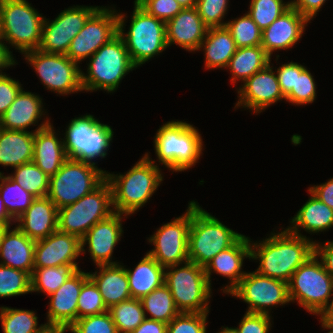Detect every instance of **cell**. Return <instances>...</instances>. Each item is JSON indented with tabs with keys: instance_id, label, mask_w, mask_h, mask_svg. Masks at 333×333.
<instances>
[{
	"instance_id": "cell-1",
	"label": "cell",
	"mask_w": 333,
	"mask_h": 333,
	"mask_svg": "<svg viewBox=\"0 0 333 333\" xmlns=\"http://www.w3.org/2000/svg\"><path fill=\"white\" fill-rule=\"evenodd\" d=\"M250 260H259V274L289 282L292 274L314 254V243L306 236L291 233H271L263 241L251 243Z\"/></svg>"
},
{
	"instance_id": "cell-2",
	"label": "cell",
	"mask_w": 333,
	"mask_h": 333,
	"mask_svg": "<svg viewBox=\"0 0 333 333\" xmlns=\"http://www.w3.org/2000/svg\"><path fill=\"white\" fill-rule=\"evenodd\" d=\"M159 165L148 153L135 163L124 175L106 172V180L112 190L114 212L134 214L144 206L163 181Z\"/></svg>"
},
{
	"instance_id": "cell-3",
	"label": "cell",
	"mask_w": 333,
	"mask_h": 333,
	"mask_svg": "<svg viewBox=\"0 0 333 333\" xmlns=\"http://www.w3.org/2000/svg\"><path fill=\"white\" fill-rule=\"evenodd\" d=\"M201 134L183 121L163 124L154 137L158 162L173 172H182L196 165L203 151Z\"/></svg>"
},
{
	"instance_id": "cell-4",
	"label": "cell",
	"mask_w": 333,
	"mask_h": 333,
	"mask_svg": "<svg viewBox=\"0 0 333 333\" xmlns=\"http://www.w3.org/2000/svg\"><path fill=\"white\" fill-rule=\"evenodd\" d=\"M243 234L228 228L197 202L191 201V224L188 233L189 261L205 267L219 252L233 246Z\"/></svg>"
},
{
	"instance_id": "cell-5",
	"label": "cell",
	"mask_w": 333,
	"mask_h": 333,
	"mask_svg": "<svg viewBox=\"0 0 333 333\" xmlns=\"http://www.w3.org/2000/svg\"><path fill=\"white\" fill-rule=\"evenodd\" d=\"M124 13H117L118 35L123 39L132 63L139 67L168 48L165 22L149 15L134 1V11L125 33Z\"/></svg>"
},
{
	"instance_id": "cell-6",
	"label": "cell",
	"mask_w": 333,
	"mask_h": 333,
	"mask_svg": "<svg viewBox=\"0 0 333 333\" xmlns=\"http://www.w3.org/2000/svg\"><path fill=\"white\" fill-rule=\"evenodd\" d=\"M44 19L26 0H0V40L12 56L6 43L22 54L39 48Z\"/></svg>"
},
{
	"instance_id": "cell-7",
	"label": "cell",
	"mask_w": 333,
	"mask_h": 333,
	"mask_svg": "<svg viewBox=\"0 0 333 333\" xmlns=\"http://www.w3.org/2000/svg\"><path fill=\"white\" fill-rule=\"evenodd\" d=\"M87 74L81 71L83 91L115 92L125 75L137 68L131 61L123 39L117 34L90 58Z\"/></svg>"
},
{
	"instance_id": "cell-8",
	"label": "cell",
	"mask_w": 333,
	"mask_h": 333,
	"mask_svg": "<svg viewBox=\"0 0 333 333\" xmlns=\"http://www.w3.org/2000/svg\"><path fill=\"white\" fill-rule=\"evenodd\" d=\"M106 179V171L96 164L67 159L62 167L49 177L47 197L57 209L73 204L96 189Z\"/></svg>"
},
{
	"instance_id": "cell-9",
	"label": "cell",
	"mask_w": 333,
	"mask_h": 333,
	"mask_svg": "<svg viewBox=\"0 0 333 333\" xmlns=\"http://www.w3.org/2000/svg\"><path fill=\"white\" fill-rule=\"evenodd\" d=\"M164 283L180 313L209 312L212 286L208 283L204 267L190 261L169 266L165 268Z\"/></svg>"
},
{
	"instance_id": "cell-10",
	"label": "cell",
	"mask_w": 333,
	"mask_h": 333,
	"mask_svg": "<svg viewBox=\"0 0 333 333\" xmlns=\"http://www.w3.org/2000/svg\"><path fill=\"white\" fill-rule=\"evenodd\" d=\"M288 289L290 301L318 316L333 295V278L314 253L292 274Z\"/></svg>"
},
{
	"instance_id": "cell-11",
	"label": "cell",
	"mask_w": 333,
	"mask_h": 333,
	"mask_svg": "<svg viewBox=\"0 0 333 333\" xmlns=\"http://www.w3.org/2000/svg\"><path fill=\"white\" fill-rule=\"evenodd\" d=\"M113 130L93 115L71 120L63 138L67 158L96 164L93 159L105 158L112 142Z\"/></svg>"
},
{
	"instance_id": "cell-12",
	"label": "cell",
	"mask_w": 333,
	"mask_h": 333,
	"mask_svg": "<svg viewBox=\"0 0 333 333\" xmlns=\"http://www.w3.org/2000/svg\"><path fill=\"white\" fill-rule=\"evenodd\" d=\"M113 213L112 190L105 179L77 202L58 209V230L82 239L94 224Z\"/></svg>"
},
{
	"instance_id": "cell-13",
	"label": "cell",
	"mask_w": 333,
	"mask_h": 333,
	"mask_svg": "<svg viewBox=\"0 0 333 333\" xmlns=\"http://www.w3.org/2000/svg\"><path fill=\"white\" fill-rule=\"evenodd\" d=\"M23 54L48 90L60 95L83 91L82 70L65 54L45 53L39 49Z\"/></svg>"
},
{
	"instance_id": "cell-14",
	"label": "cell",
	"mask_w": 333,
	"mask_h": 333,
	"mask_svg": "<svg viewBox=\"0 0 333 333\" xmlns=\"http://www.w3.org/2000/svg\"><path fill=\"white\" fill-rule=\"evenodd\" d=\"M248 304L246 312L270 315L271 307L290 301L288 283L276 278L246 272L238 285L229 293Z\"/></svg>"
},
{
	"instance_id": "cell-15",
	"label": "cell",
	"mask_w": 333,
	"mask_h": 333,
	"mask_svg": "<svg viewBox=\"0 0 333 333\" xmlns=\"http://www.w3.org/2000/svg\"><path fill=\"white\" fill-rule=\"evenodd\" d=\"M186 212L162 225L150 238L155 247L148 252L162 267L181 265L189 261L188 233L191 224V202Z\"/></svg>"
},
{
	"instance_id": "cell-16",
	"label": "cell",
	"mask_w": 333,
	"mask_h": 333,
	"mask_svg": "<svg viewBox=\"0 0 333 333\" xmlns=\"http://www.w3.org/2000/svg\"><path fill=\"white\" fill-rule=\"evenodd\" d=\"M118 34L117 11L99 7L73 38L66 56L78 64L90 58L101 46Z\"/></svg>"
},
{
	"instance_id": "cell-17",
	"label": "cell",
	"mask_w": 333,
	"mask_h": 333,
	"mask_svg": "<svg viewBox=\"0 0 333 333\" xmlns=\"http://www.w3.org/2000/svg\"><path fill=\"white\" fill-rule=\"evenodd\" d=\"M99 7L72 6L60 12L52 21L45 18L41 44L38 49L45 53L66 55L73 38L81 31L88 18Z\"/></svg>"
},
{
	"instance_id": "cell-18",
	"label": "cell",
	"mask_w": 333,
	"mask_h": 333,
	"mask_svg": "<svg viewBox=\"0 0 333 333\" xmlns=\"http://www.w3.org/2000/svg\"><path fill=\"white\" fill-rule=\"evenodd\" d=\"M270 63L262 70L247 79L241 88H238V101L234 108L244 107L261 113L264 109L277 101L285 100L277 76Z\"/></svg>"
},
{
	"instance_id": "cell-19",
	"label": "cell",
	"mask_w": 333,
	"mask_h": 333,
	"mask_svg": "<svg viewBox=\"0 0 333 333\" xmlns=\"http://www.w3.org/2000/svg\"><path fill=\"white\" fill-rule=\"evenodd\" d=\"M124 216L128 215L114 212L108 218L94 224L81 239L82 254H85L84 247L88 244V252L96 266L119 263L112 261V254L123 234Z\"/></svg>"
},
{
	"instance_id": "cell-20",
	"label": "cell",
	"mask_w": 333,
	"mask_h": 333,
	"mask_svg": "<svg viewBox=\"0 0 333 333\" xmlns=\"http://www.w3.org/2000/svg\"><path fill=\"white\" fill-rule=\"evenodd\" d=\"M81 254V239L57 229L45 239L36 241L34 269L78 264L76 259Z\"/></svg>"
},
{
	"instance_id": "cell-21",
	"label": "cell",
	"mask_w": 333,
	"mask_h": 333,
	"mask_svg": "<svg viewBox=\"0 0 333 333\" xmlns=\"http://www.w3.org/2000/svg\"><path fill=\"white\" fill-rule=\"evenodd\" d=\"M89 278L88 272L79 269L55 292L49 295L47 324L70 327L77 320V304L83 283Z\"/></svg>"
},
{
	"instance_id": "cell-22",
	"label": "cell",
	"mask_w": 333,
	"mask_h": 333,
	"mask_svg": "<svg viewBox=\"0 0 333 333\" xmlns=\"http://www.w3.org/2000/svg\"><path fill=\"white\" fill-rule=\"evenodd\" d=\"M310 21L290 7L262 31L261 46L271 57L273 51L292 48L302 38Z\"/></svg>"
},
{
	"instance_id": "cell-23",
	"label": "cell",
	"mask_w": 333,
	"mask_h": 333,
	"mask_svg": "<svg viewBox=\"0 0 333 333\" xmlns=\"http://www.w3.org/2000/svg\"><path fill=\"white\" fill-rule=\"evenodd\" d=\"M165 25L168 47L176 44L191 52L199 50L208 31L196 7L182 9Z\"/></svg>"
},
{
	"instance_id": "cell-24",
	"label": "cell",
	"mask_w": 333,
	"mask_h": 333,
	"mask_svg": "<svg viewBox=\"0 0 333 333\" xmlns=\"http://www.w3.org/2000/svg\"><path fill=\"white\" fill-rule=\"evenodd\" d=\"M250 259V238L243 235L233 246L219 252L204 267L209 285L211 273L220 274L230 280V284L223 287V293L229 294L245 276L242 272L243 260ZM213 271V272H212Z\"/></svg>"
},
{
	"instance_id": "cell-25",
	"label": "cell",
	"mask_w": 333,
	"mask_h": 333,
	"mask_svg": "<svg viewBox=\"0 0 333 333\" xmlns=\"http://www.w3.org/2000/svg\"><path fill=\"white\" fill-rule=\"evenodd\" d=\"M15 222L30 239H45L58 229V209L48 197L35 198Z\"/></svg>"
},
{
	"instance_id": "cell-26",
	"label": "cell",
	"mask_w": 333,
	"mask_h": 333,
	"mask_svg": "<svg viewBox=\"0 0 333 333\" xmlns=\"http://www.w3.org/2000/svg\"><path fill=\"white\" fill-rule=\"evenodd\" d=\"M42 124L32 131L0 129V165L18 167L33 161L34 132L49 126L46 118Z\"/></svg>"
},
{
	"instance_id": "cell-27",
	"label": "cell",
	"mask_w": 333,
	"mask_h": 333,
	"mask_svg": "<svg viewBox=\"0 0 333 333\" xmlns=\"http://www.w3.org/2000/svg\"><path fill=\"white\" fill-rule=\"evenodd\" d=\"M4 231L1 245L0 264L25 271L32 275L36 241L30 239L17 226Z\"/></svg>"
},
{
	"instance_id": "cell-28",
	"label": "cell",
	"mask_w": 333,
	"mask_h": 333,
	"mask_svg": "<svg viewBox=\"0 0 333 333\" xmlns=\"http://www.w3.org/2000/svg\"><path fill=\"white\" fill-rule=\"evenodd\" d=\"M43 112L41 97L22 88L14 102L0 117L1 128L25 131L31 125L38 124V120L45 115Z\"/></svg>"
},
{
	"instance_id": "cell-29",
	"label": "cell",
	"mask_w": 333,
	"mask_h": 333,
	"mask_svg": "<svg viewBox=\"0 0 333 333\" xmlns=\"http://www.w3.org/2000/svg\"><path fill=\"white\" fill-rule=\"evenodd\" d=\"M57 135L51 124L34 132L33 162L49 177L68 159L63 139H58Z\"/></svg>"
},
{
	"instance_id": "cell-30",
	"label": "cell",
	"mask_w": 333,
	"mask_h": 333,
	"mask_svg": "<svg viewBox=\"0 0 333 333\" xmlns=\"http://www.w3.org/2000/svg\"><path fill=\"white\" fill-rule=\"evenodd\" d=\"M99 272H88L97 285L107 309L131 297L126 270L121 263L98 265Z\"/></svg>"
},
{
	"instance_id": "cell-31",
	"label": "cell",
	"mask_w": 333,
	"mask_h": 333,
	"mask_svg": "<svg viewBox=\"0 0 333 333\" xmlns=\"http://www.w3.org/2000/svg\"><path fill=\"white\" fill-rule=\"evenodd\" d=\"M308 191L311 194L310 198L296 215L290 219L291 226H287L291 233L302 237L304 235L300 233V227L313 234L333 227V209L323 203L309 189Z\"/></svg>"
},
{
	"instance_id": "cell-32",
	"label": "cell",
	"mask_w": 333,
	"mask_h": 333,
	"mask_svg": "<svg viewBox=\"0 0 333 333\" xmlns=\"http://www.w3.org/2000/svg\"><path fill=\"white\" fill-rule=\"evenodd\" d=\"M202 49L205 53V68L218 69L228 66L237 47L230 31L224 26L208 28L199 50Z\"/></svg>"
},
{
	"instance_id": "cell-33",
	"label": "cell",
	"mask_w": 333,
	"mask_h": 333,
	"mask_svg": "<svg viewBox=\"0 0 333 333\" xmlns=\"http://www.w3.org/2000/svg\"><path fill=\"white\" fill-rule=\"evenodd\" d=\"M132 298L141 299L164 284L165 268L148 253L134 270L125 268Z\"/></svg>"
},
{
	"instance_id": "cell-34",
	"label": "cell",
	"mask_w": 333,
	"mask_h": 333,
	"mask_svg": "<svg viewBox=\"0 0 333 333\" xmlns=\"http://www.w3.org/2000/svg\"><path fill=\"white\" fill-rule=\"evenodd\" d=\"M269 63H271V57L261 45L249 46L237 48L226 68L232 75L231 82L235 84L239 80L245 82Z\"/></svg>"
},
{
	"instance_id": "cell-35",
	"label": "cell",
	"mask_w": 333,
	"mask_h": 333,
	"mask_svg": "<svg viewBox=\"0 0 333 333\" xmlns=\"http://www.w3.org/2000/svg\"><path fill=\"white\" fill-rule=\"evenodd\" d=\"M140 300L146 318V313L151 315L148 319L168 324L180 313L172 297L171 291L165 283L148 295L143 296Z\"/></svg>"
},
{
	"instance_id": "cell-36",
	"label": "cell",
	"mask_w": 333,
	"mask_h": 333,
	"mask_svg": "<svg viewBox=\"0 0 333 333\" xmlns=\"http://www.w3.org/2000/svg\"><path fill=\"white\" fill-rule=\"evenodd\" d=\"M79 269L78 264L36 268L31 275V293L42 292L49 296Z\"/></svg>"
},
{
	"instance_id": "cell-37",
	"label": "cell",
	"mask_w": 333,
	"mask_h": 333,
	"mask_svg": "<svg viewBox=\"0 0 333 333\" xmlns=\"http://www.w3.org/2000/svg\"><path fill=\"white\" fill-rule=\"evenodd\" d=\"M0 182V197L8 214L16 220L31 206L35 197L2 172Z\"/></svg>"
},
{
	"instance_id": "cell-38",
	"label": "cell",
	"mask_w": 333,
	"mask_h": 333,
	"mask_svg": "<svg viewBox=\"0 0 333 333\" xmlns=\"http://www.w3.org/2000/svg\"><path fill=\"white\" fill-rule=\"evenodd\" d=\"M108 311L118 333H131L146 319L141 300L137 298L122 301Z\"/></svg>"
},
{
	"instance_id": "cell-39",
	"label": "cell",
	"mask_w": 333,
	"mask_h": 333,
	"mask_svg": "<svg viewBox=\"0 0 333 333\" xmlns=\"http://www.w3.org/2000/svg\"><path fill=\"white\" fill-rule=\"evenodd\" d=\"M14 174L8 175L35 198L47 197L49 176L33 161L14 168Z\"/></svg>"
},
{
	"instance_id": "cell-40",
	"label": "cell",
	"mask_w": 333,
	"mask_h": 333,
	"mask_svg": "<svg viewBox=\"0 0 333 333\" xmlns=\"http://www.w3.org/2000/svg\"><path fill=\"white\" fill-rule=\"evenodd\" d=\"M0 320L4 333H37L44 324L38 326V317L32 310L0 307Z\"/></svg>"
},
{
	"instance_id": "cell-41",
	"label": "cell",
	"mask_w": 333,
	"mask_h": 333,
	"mask_svg": "<svg viewBox=\"0 0 333 333\" xmlns=\"http://www.w3.org/2000/svg\"><path fill=\"white\" fill-rule=\"evenodd\" d=\"M237 48L261 45L262 30L247 14L226 23Z\"/></svg>"
},
{
	"instance_id": "cell-42",
	"label": "cell",
	"mask_w": 333,
	"mask_h": 333,
	"mask_svg": "<svg viewBox=\"0 0 333 333\" xmlns=\"http://www.w3.org/2000/svg\"><path fill=\"white\" fill-rule=\"evenodd\" d=\"M289 8L283 0H251L247 13L263 31Z\"/></svg>"
},
{
	"instance_id": "cell-43",
	"label": "cell",
	"mask_w": 333,
	"mask_h": 333,
	"mask_svg": "<svg viewBox=\"0 0 333 333\" xmlns=\"http://www.w3.org/2000/svg\"><path fill=\"white\" fill-rule=\"evenodd\" d=\"M31 293V275L0 264V298Z\"/></svg>"
},
{
	"instance_id": "cell-44",
	"label": "cell",
	"mask_w": 333,
	"mask_h": 333,
	"mask_svg": "<svg viewBox=\"0 0 333 333\" xmlns=\"http://www.w3.org/2000/svg\"><path fill=\"white\" fill-rule=\"evenodd\" d=\"M313 77L304 65L296 63L295 88L285 97V101L297 106L313 103L317 88Z\"/></svg>"
},
{
	"instance_id": "cell-45",
	"label": "cell",
	"mask_w": 333,
	"mask_h": 333,
	"mask_svg": "<svg viewBox=\"0 0 333 333\" xmlns=\"http://www.w3.org/2000/svg\"><path fill=\"white\" fill-rule=\"evenodd\" d=\"M97 285L89 277L82 285L77 304V319L107 312Z\"/></svg>"
},
{
	"instance_id": "cell-46",
	"label": "cell",
	"mask_w": 333,
	"mask_h": 333,
	"mask_svg": "<svg viewBox=\"0 0 333 333\" xmlns=\"http://www.w3.org/2000/svg\"><path fill=\"white\" fill-rule=\"evenodd\" d=\"M72 333H118L109 311L77 319L70 327Z\"/></svg>"
},
{
	"instance_id": "cell-47",
	"label": "cell",
	"mask_w": 333,
	"mask_h": 333,
	"mask_svg": "<svg viewBox=\"0 0 333 333\" xmlns=\"http://www.w3.org/2000/svg\"><path fill=\"white\" fill-rule=\"evenodd\" d=\"M208 313H179L167 324L166 333H206Z\"/></svg>"
},
{
	"instance_id": "cell-48",
	"label": "cell",
	"mask_w": 333,
	"mask_h": 333,
	"mask_svg": "<svg viewBox=\"0 0 333 333\" xmlns=\"http://www.w3.org/2000/svg\"><path fill=\"white\" fill-rule=\"evenodd\" d=\"M229 0H197L196 8L203 23L208 27H224Z\"/></svg>"
},
{
	"instance_id": "cell-49",
	"label": "cell",
	"mask_w": 333,
	"mask_h": 333,
	"mask_svg": "<svg viewBox=\"0 0 333 333\" xmlns=\"http://www.w3.org/2000/svg\"><path fill=\"white\" fill-rule=\"evenodd\" d=\"M135 2L149 15L165 23L183 9L176 0H136Z\"/></svg>"
},
{
	"instance_id": "cell-50",
	"label": "cell",
	"mask_w": 333,
	"mask_h": 333,
	"mask_svg": "<svg viewBox=\"0 0 333 333\" xmlns=\"http://www.w3.org/2000/svg\"><path fill=\"white\" fill-rule=\"evenodd\" d=\"M271 318L266 314L246 312L236 328L239 333H269Z\"/></svg>"
},
{
	"instance_id": "cell-51",
	"label": "cell",
	"mask_w": 333,
	"mask_h": 333,
	"mask_svg": "<svg viewBox=\"0 0 333 333\" xmlns=\"http://www.w3.org/2000/svg\"><path fill=\"white\" fill-rule=\"evenodd\" d=\"M21 89L22 86L19 81L11 78L6 73L0 74V117L14 102Z\"/></svg>"
},
{
	"instance_id": "cell-52",
	"label": "cell",
	"mask_w": 333,
	"mask_h": 333,
	"mask_svg": "<svg viewBox=\"0 0 333 333\" xmlns=\"http://www.w3.org/2000/svg\"><path fill=\"white\" fill-rule=\"evenodd\" d=\"M276 76L279 82L280 90L284 97H286L292 88H295L296 81V62L282 64L278 69H275Z\"/></svg>"
},
{
	"instance_id": "cell-53",
	"label": "cell",
	"mask_w": 333,
	"mask_h": 333,
	"mask_svg": "<svg viewBox=\"0 0 333 333\" xmlns=\"http://www.w3.org/2000/svg\"><path fill=\"white\" fill-rule=\"evenodd\" d=\"M327 0H292L290 7L311 21Z\"/></svg>"
},
{
	"instance_id": "cell-54",
	"label": "cell",
	"mask_w": 333,
	"mask_h": 333,
	"mask_svg": "<svg viewBox=\"0 0 333 333\" xmlns=\"http://www.w3.org/2000/svg\"><path fill=\"white\" fill-rule=\"evenodd\" d=\"M314 253L322 262L326 271L333 278V241H326L325 243H314Z\"/></svg>"
},
{
	"instance_id": "cell-55",
	"label": "cell",
	"mask_w": 333,
	"mask_h": 333,
	"mask_svg": "<svg viewBox=\"0 0 333 333\" xmlns=\"http://www.w3.org/2000/svg\"><path fill=\"white\" fill-rule=\"evenodd\" d=\"M308 189L323 203L333 209V178H330V180L323 184L311 186Z\"/></svg>"
},
{
	"instance_id": "cell-56",
	"label": "cell",
	"mask_w": 333,
	"mask_h": 333,
	"mask_svg": "<svg viewBox=\"0 0 333 333\" xmlns=\"http://www.w3.org/2000/svg\"><path fill=\"white\" fill-rule=\"evenodd\" d=\"M167 324L148 319V317L131 333H166Z\"/></svg>"
},
{
	"instance_id": "cell-57",
	"label": "cell",
	"mask_w": 333,
	"mask_h": 333,
	"mask_svg": "<svg viewBox=\"0 0 333 333\" xmlns=\"http://www.w3.org/2000/svg\"><path fill=\"white\" fill-rule=\"evenodd\" d=\"M15 61L13 56L6 49L5 44L0 40V74H3L2 70L16 65L17 63Z\"/></svg>"
},
{
	"instance_id": "cell-58",
	"label": "cell",
	"mask_w": 333,
	"mask_h": 333,
	"mask_svg": "<svg viewBox=\"0 0 333 333\" xmlns=\"http://www.w3.org/2000/svg\"><path fill=\"white\" fill-rule=\"evenodd\" d=\"M333 296V295H332ZM320 322L328 327H333V297L331 302L319 314Z\"/></svg>"
},
{
	"instance_id": "cell-59",
	"label": "cell",
	"mask_w": 333,
	"mask_h": 333,
	"mask_svg": "<svg viewBox=\"0 0 333 333\" xmlns=\"http://www.w3.org/2000/svg\"><path fill=\"white\" fill-rule=\"evenodd\" d=\"M66 331H69V327L65 325L45 323L37 333H64Z\"/></svg>"
},
{
	"instance_id": "cell-60",
	"label": "cell",
	"mask_w": 333,
	"mask_h": 333,
	"mask_svg": "<svg viewBox=\"0 0 333 333\" xmlns=\"http://www.w3.org/2000/svg\"><path fill=\"white\" fill-rule=\"evenodd\" d=\"M12 222L16 223L15 220L8 214L4 202L0 197V224L11 227Z\"/></svg>"
},
{
	"instance_id": "cell-61",
	"label": "cell",
	"mask_w": 333,
	"mask_h": 333,
	"mask_svg": "<svg viewBox=\"0 0 333 333\" xmlns=\"http://www.w3.org/2000/svg\"><path fill=\"white\" fill-rule=\"evenodd\" d=\"M184 8L196 7L197 0H176Z\"/></svg>"
},
{
	"instance_id": "cell-62",
	"label": "cell",
	"mask_w": 333,
	"mask_h": 333,
	"mask_svg": "<svg viewBox=\"0 0 333 333\" xmlns=\"http://www.w3.org/2000/svg\"><path fill=\"white\" fill-rule=\"evenodd\" d=\"M217 333H239L237 328H233V327H223L221 329V331L217 332Z\"/></svg>"
},
{
	"instance_id": "cell-63",
	"label": "cell",
	"mask_w": 333,
	"mask_h": 333,
	"mask_svg": "<svg viewBox=\"0 0 333 333\" xmlns=\"http://www.w3.org/2000/svg\"><path fill=\"white\" fill-rule=\"evenodd\" d=\"M7 227H8L7 225L0 224V245H1V240L3 237L4 231L6 230Z\"/></svg>"
},
{
	"instance_id": "cell-64",
	"label": "cell",
	"mask_w": 333,
	"mask_h": 333,
	"mask_svg": "<svg viewBox=\"0 0 333 333\" xmlns=\"http://www.w3.org/2000/svg\"><path fill=\"white\" fill-rule=\"evenodd\" d=\"M321 325H322V328H324V329H328V330L330 329V331L328 333H333V327H328L322 323H321Z\"/></svg>"
}]
</instances>
